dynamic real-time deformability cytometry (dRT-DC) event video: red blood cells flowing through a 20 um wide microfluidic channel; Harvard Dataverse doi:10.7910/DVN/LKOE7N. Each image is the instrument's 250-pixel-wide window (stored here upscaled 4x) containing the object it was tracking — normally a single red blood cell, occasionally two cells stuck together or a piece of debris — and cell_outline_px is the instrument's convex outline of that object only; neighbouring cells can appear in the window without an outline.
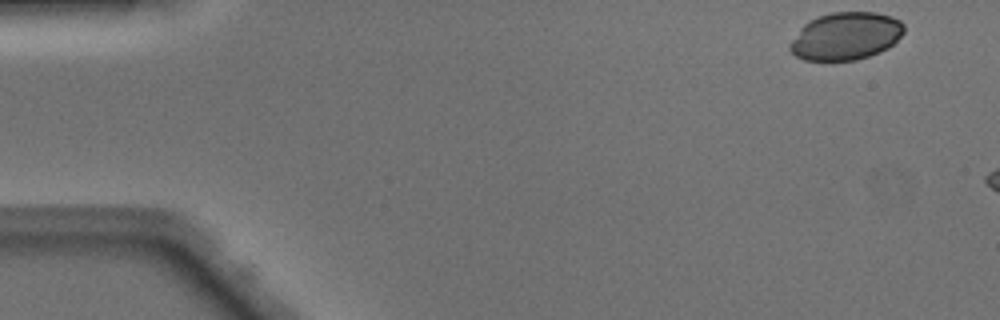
{"species": "Egyptian fruit bat (a non-hibernating species)", "species_latin": "Rousettus aegyptiacus", "temperature_condition": "warm", "stored_images_in_passage": 6, "camera_frame_rate_fps": 3000, "um_per_image_px": 0.085, "animal": {"sex": "male"}, "frame": {"image": 1, "passage_image": 1, "time_ms": 0.0, "image_size_px": [1000, 320], "cell_outline_px": [[904, 32], [888, 48], [880, 52], [856, 60], [804, 60], [796, 56], [788, 48], [788, 44], [800, 28], [804, 24], [820, 16], [832, 12], [876, 12], [892, 16], [900, 20], [904, 24]], "centroid_in_image_um": [71.89, 3.07], "position_along_channel_um": 13.1, "area_um2": 31.62}}